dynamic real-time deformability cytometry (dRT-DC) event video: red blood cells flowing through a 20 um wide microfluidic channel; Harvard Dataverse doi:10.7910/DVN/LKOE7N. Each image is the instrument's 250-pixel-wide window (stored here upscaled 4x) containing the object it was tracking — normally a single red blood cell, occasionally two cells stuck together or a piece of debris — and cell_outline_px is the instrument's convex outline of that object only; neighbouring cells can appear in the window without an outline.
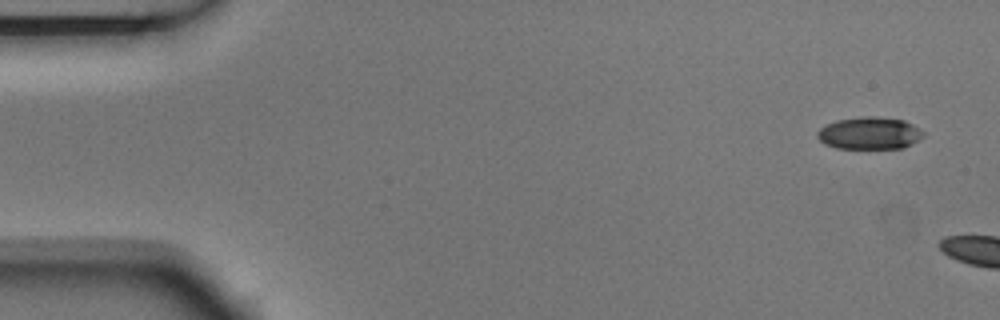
{"species": "Egyptian fruit bat (a non-hibernating species)", "species_latin": "Rousettus aegyptiacus", "temperature_condition": "room temperature", "stored_images_in_passage": 2, "camera_frame_rate_fps": 3000, "um_per_image_px": 0.085, "animal": {"sex": "male"}, "frame": {"image": 1, "passage_image": 1, "time_ms": 0.0, "image_size_px": [1000, 320], "cell_outline_px": [[924, 136], [920, 140], [904, 148], [836, 148], [824, 144], [816, 136], [816, 132], [820, 128], [836, 120], [864, 116], [872, 116], [904, 120], [920, 128], [924, 132]], "centroid_in_image_um": [73.93, 11.32], "position_along_channel_um": 11.1, "area_um2": 20.06}}